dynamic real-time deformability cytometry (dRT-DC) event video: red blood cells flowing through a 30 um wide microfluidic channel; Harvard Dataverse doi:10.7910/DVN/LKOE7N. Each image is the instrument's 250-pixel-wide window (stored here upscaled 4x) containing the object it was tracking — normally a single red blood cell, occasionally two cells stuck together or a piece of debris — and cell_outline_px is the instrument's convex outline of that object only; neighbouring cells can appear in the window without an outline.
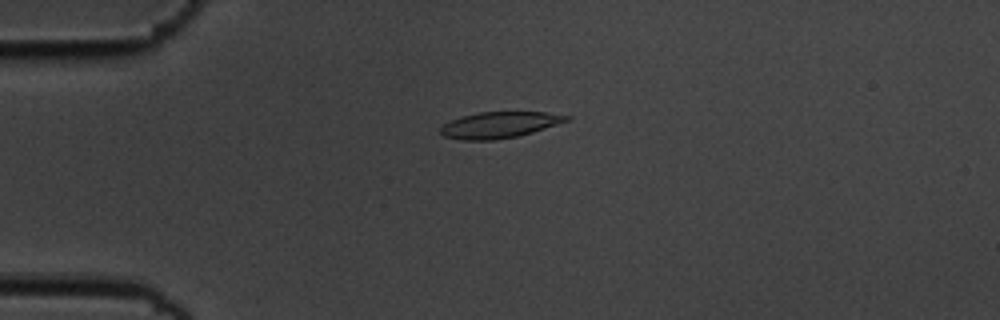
{"species": "common noctule bat (a hibernating species)", "species_latin": "Nyctalus noctula", "temperature_condition": "cold", "stored_images_in_passage": 55, "camera_frame_rate_fps": 3000, "um_per_image_px": 0.085, "animal": {"sex": "male", "body_mass_g": 19.5, "forearm_length_mm": 54.6}, "frame": {"image": 1, "passage_image": 14, "time_ms": 4.333, "image_size_px": [1000, 320], "cell_outline_px": [[572, 120], [532, 132], [516, 136], [492, 140], [460, 140], [444, 136], [440, 132], [440, 128], [444, 124], [460, 116], [480, 112], [544, 112], [572, 116]], "centroid_in_image_um": [42.47, 10.61], "position_along_channel_um": 42.5, "area_um2": 19.19}}
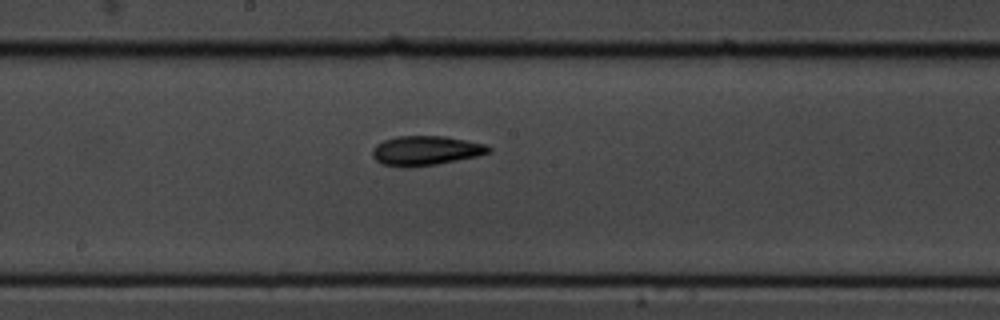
{"frame": {"image": 2, "passage_image": 30, "time_ms": 9.667, "image_size_px": [1000, 320], "cell_outline_px": [[492, 152], [476, 156], [436, 164], [408, 168], [400, 168], [384, 164], [376, 160], [372, 156], [372, 148], [376, 144], [384, 140], [396, 136], [444, 136], [484, 144], [492, 148]], "centroid_in_image_um": [36.14, 12.81], "position_along_channel_um": 212.1, "area_um2": 20.0}}
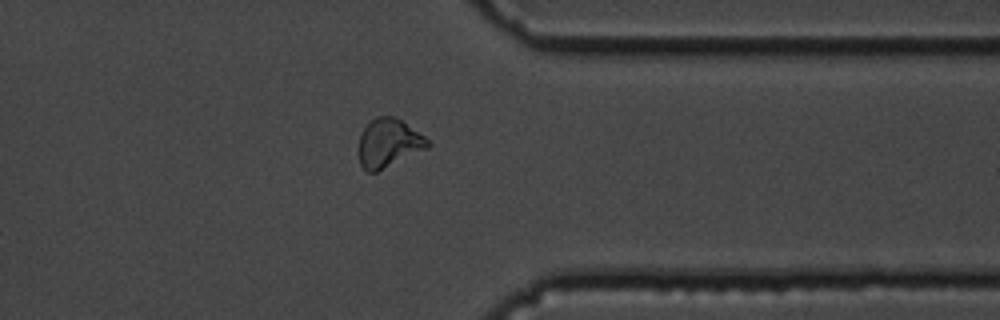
{"frame": {"image": 3, "passage_image": 44, "time_ms": 14.333, "image_size_px": [1000, 320], "cell_outline_px": [[432, 144], [428, 148], [376, 172], [364, 172], [360, 164], [360, 132], [376, 116], [396, 116], [424, 136]], "centroid_in_image_um": [33.04, 12.16], "position_along_channel_um": 378.4, "area_um2": 19.42}, "authors_computed_cell_mechanics": {"area_um2": 19.4208, "velocity_mm_per_s": 3.6686, "shape_relaxation_time_tau1_ms": 3.066, "shape_relaxation_time_tau2_ms": 4.72, "deformation_change_tau1": 0.1086, "deformation_change_tau2": 0.1267}}